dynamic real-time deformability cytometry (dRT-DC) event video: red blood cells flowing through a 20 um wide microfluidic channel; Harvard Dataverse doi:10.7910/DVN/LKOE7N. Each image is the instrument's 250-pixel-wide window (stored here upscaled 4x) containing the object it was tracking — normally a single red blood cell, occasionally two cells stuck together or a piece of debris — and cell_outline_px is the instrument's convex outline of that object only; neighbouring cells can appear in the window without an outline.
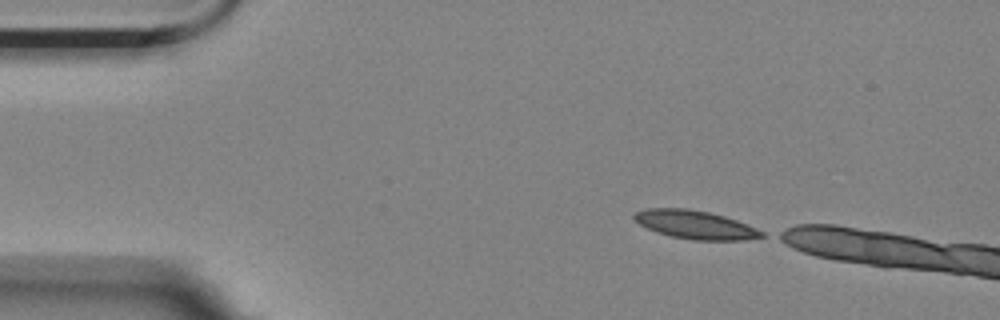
{"species": "Egyptian fruit bat (a non-hibernating species)", "species_latin": "Rousettus aegyptiacus", "temperature_condition": "room temperature", "stored_images_in_passage": 2, "camera_frame_rate_fps": 3000, "um_per_image_px": 0.085, "animal": {"sex": "female"}, "frame": {"image": 1, "passage_image": 1, "time_ms": 0.0, "image_size_px": [1000, 320], "cell_outline_px": [[764, 236], [744, 240], [692, 240], [672, 236], [656, 232], [632, 220], [632, 216], [636, 212], [648, 208], [688, 208], [708, 212], [724, 216], [736, 220], [764, 232]], "centroid_in_image_um": [59.05, 19.09], "position_along_channel_um": 25.9, "area_um2": 20.98}}